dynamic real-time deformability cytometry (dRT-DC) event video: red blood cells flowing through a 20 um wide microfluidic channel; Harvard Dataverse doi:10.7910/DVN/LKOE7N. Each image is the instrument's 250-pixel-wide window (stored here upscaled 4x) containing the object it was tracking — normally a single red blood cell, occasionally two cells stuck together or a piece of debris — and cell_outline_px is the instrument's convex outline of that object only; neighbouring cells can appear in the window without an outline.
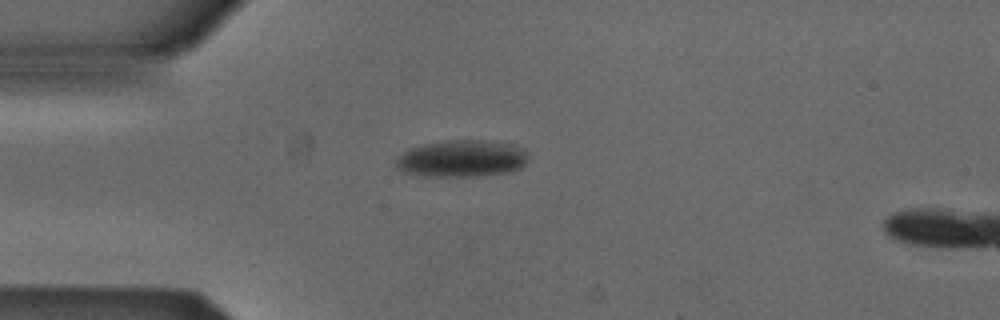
{"species": "Egyptian fruit bat (a non-hibernating species)", "species_latin": "Rousettus aegyptiacus", "temperature_condition": "cold", "stored_images_in_passage": 2, "camera_frame_rate_fps": 3000, "um_per_image_px": 0.085, "animal": {"sex": "male"}, "frame": {"image": 1, "passage_image": 1, "time_ms": 0.0, "image_size_px": [1000, 320], "cell_outline_px": [[528, 160], [520, 168], [512, 172], [476, 176], [416, 176], [400, 172], [396, 168], [396, 160], [400, 152], [424, 144], [452, 140], [472, 140], [512, 144], [524, 148], [528, 152]], "centroid_in_image_um": [39.23, 13.5], "position_along_channel_um": 45.8, "area_um2": 28.73}}